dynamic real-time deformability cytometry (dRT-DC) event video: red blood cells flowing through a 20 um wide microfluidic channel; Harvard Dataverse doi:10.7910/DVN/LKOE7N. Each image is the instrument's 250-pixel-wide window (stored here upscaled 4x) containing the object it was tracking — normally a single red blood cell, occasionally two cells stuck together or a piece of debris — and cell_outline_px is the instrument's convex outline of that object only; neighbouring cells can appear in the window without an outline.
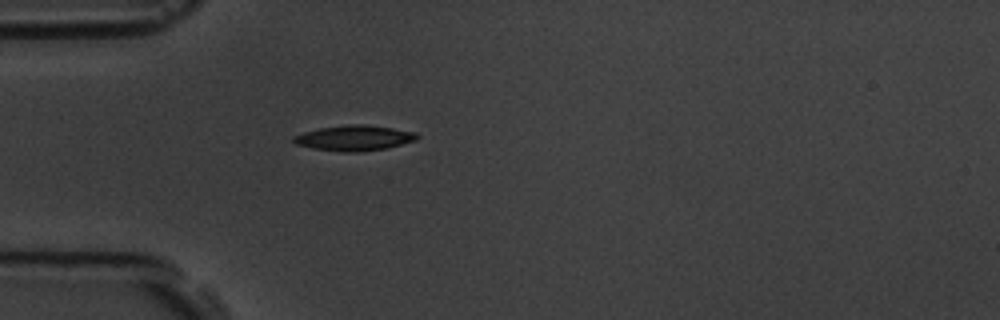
{"species": "common noctule bat (a hibernating species)", "species_latin": "Nyctalus noctula", "temperature_condition": "room temperature", "stored_images_in_passage": 5, "camera_frame_rate_fps": 3000, "um_per_image_px": 0.085, "animal": {"sex": "male", "body_mass_g": 19.5, "forearm_length_mm": 54.6}, "frame": {"image": 1, "passage_image": 5, "time_ms": 4.667, "image_size_px": [1000, 320], "cell_outline_px": [[420, 136], [416, 140], [388, 148], [356, 152], [344, 152], [312, 148], [296, 144], [292, 140], [292, 136], [304, 132], [320, 128], [348, 124], [364, 124], [392, 128], [416, 132]], "centroid_in_image_um": [30.12, 11.73], "position_along_channel_um": 54.9, "area_um2": 18.26}}